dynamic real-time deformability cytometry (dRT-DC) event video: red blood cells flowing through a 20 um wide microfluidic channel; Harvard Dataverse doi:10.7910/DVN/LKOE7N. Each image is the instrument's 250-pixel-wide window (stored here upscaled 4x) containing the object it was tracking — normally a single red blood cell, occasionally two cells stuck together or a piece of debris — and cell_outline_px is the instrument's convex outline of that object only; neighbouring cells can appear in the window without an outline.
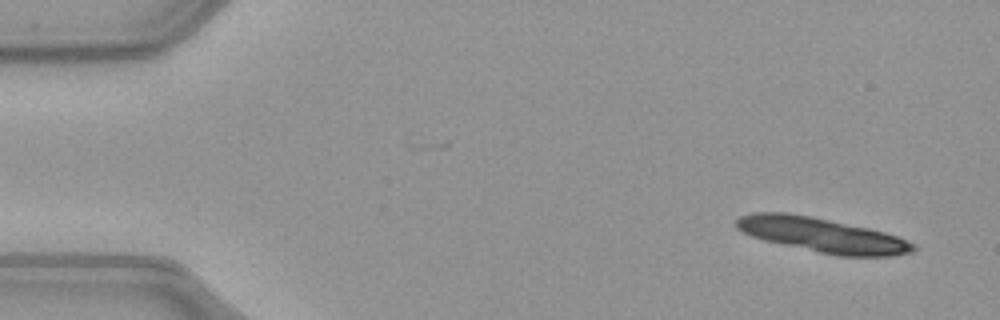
{"species": "common noctule bat (a hibernating species)", "species_latin": "Nyctalus noctula", "temperature_condition": "warm", "stored_images_in_passage": 12, "camera_frame_rate_fps": 3000, "um_per_image_px": 0.085, "animal": {"sex": "female", "body_mass_g": 21.9}, "frame": {"image": 1, "passage_image": 1, "time_ms": 0.0, "image_size_px": [1000, 320], "cell_outline_px": [[916, 248], [912, 252], [892, 256], [836, 256], [764, 240], [752, 236], [736, 228], [736, 220], [740, 216], [752, 212], [788, 212], [868, 228], [884, 232], [896, 236], [916, 244]], "centroid_in_image_um": [69.88, 19.98], "position_along_channel_um": 15.1, "area_um2": 35.26}}